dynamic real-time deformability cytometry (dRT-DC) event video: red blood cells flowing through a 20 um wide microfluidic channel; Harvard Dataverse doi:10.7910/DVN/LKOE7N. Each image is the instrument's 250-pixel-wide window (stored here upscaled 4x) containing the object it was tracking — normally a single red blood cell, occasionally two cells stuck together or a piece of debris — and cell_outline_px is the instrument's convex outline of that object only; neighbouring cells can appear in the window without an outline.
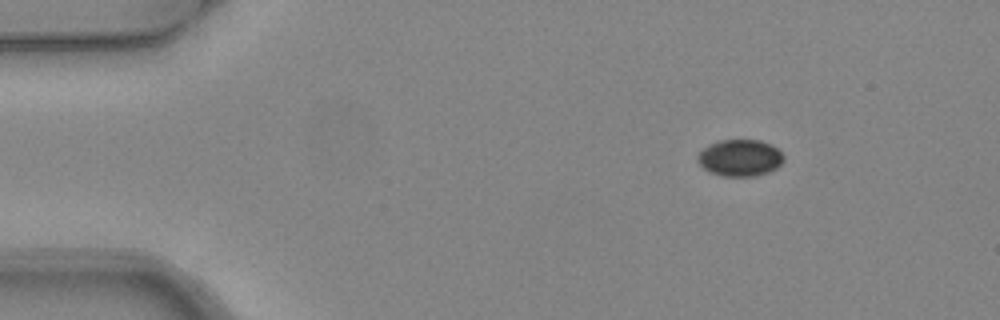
{"species": "common noctule bat (a hibernating species)", "species_latin": "Nyctalus noctula", "temperature_condition": "warm", "stored_images_in_passage": 2, "camera_frame_rate_fps": 3000, "um_per_image_px": 0.085, "animal": {"sex": "female", "body_mass_g": 24.6, "forearm_length_mm": 56.2}, "frame": {"image": 1, "passage_image": 2, "time_ms": 0.333, "image_size_px": [1000, 320], "cell_outline_px": [[784, 160], [776, 168], [768, 172], [756, 176], [724, 176], [712, 172], [704, 168], [696, 160], [696, 156], [708, 144], [720, 140], [760, 140], [772, 144], [784, 156]], "centroid_in_image_um": [62.9, 13.41], "position_along_channel_um": 22.1, "area_um2": 18.38}}